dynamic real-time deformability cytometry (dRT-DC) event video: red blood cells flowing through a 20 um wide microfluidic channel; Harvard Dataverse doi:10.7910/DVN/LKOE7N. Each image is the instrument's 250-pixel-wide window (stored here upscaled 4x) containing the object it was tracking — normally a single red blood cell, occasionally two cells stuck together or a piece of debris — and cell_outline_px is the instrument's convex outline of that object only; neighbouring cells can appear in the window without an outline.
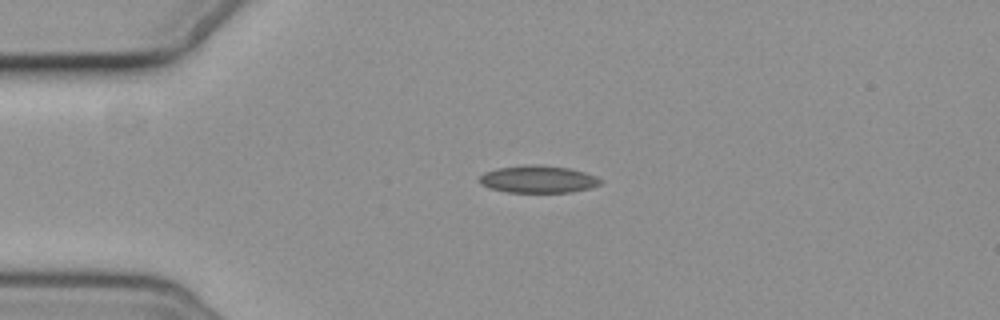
{"species": "common noctule bat (a hibernating species)", "species_latin": "Nyctalus noctula", "temperature_condition": "cold", "stored_images_in_passage": 3, "camera_frame_rate_fps": 3000, "um_per_image_px": 0.085, "animal": {"sex": "female", "body_mass_g": 19.3, "forearm_length_mm": 54.1}, "frame": {"image": 1, "passage_image": 2, "time_ms": 2.333, "image_size_px": [1000, 320], "cell_outline_px": [[604, 180], [600, 184], [588, 188], [572, 192], [508, 192], [492, 188], [480, 184], [480, 176], [484, 172], [496, 168], [524, 164], [540, 164], [572, 168], [596, 176]], "centroid_in_image_um": [45.76, 15.21], "position_along_channel_um": 39.2, "area_um2": 19.42}}